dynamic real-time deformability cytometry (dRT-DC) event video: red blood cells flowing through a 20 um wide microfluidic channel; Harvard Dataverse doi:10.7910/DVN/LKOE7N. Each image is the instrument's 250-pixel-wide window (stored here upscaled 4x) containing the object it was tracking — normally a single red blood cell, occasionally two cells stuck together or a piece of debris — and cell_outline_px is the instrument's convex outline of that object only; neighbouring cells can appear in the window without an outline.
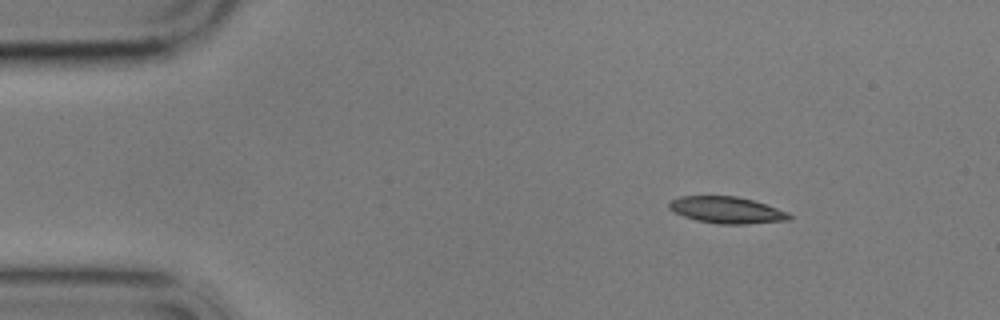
{"species": "common noctule bat (a hibernating species)", "species_latin": "Nyctalus noctula", "temperature_condition": "cold", "stored_images_in_passage": 9, "camera_frame_rate_fps": 3000, "um_per_image_px": 0.085, "animal": {"sex": "male", "body_mass_g": 17.9}, "frame": {"image": 1, "passage_image": 1, "time_ms": 0.0, "image_size_px": [1000, 320], "cell_outline_px": [[792, 216], [788, 220], [748, 224], [716, 224], [696, 220], [684, 216], [668, 208], [668, 200], [680, 196], [736, 196], [752, 200], [788, 212]], "centroid_in_image_um": [61.73, 17.85], "position_along_channel_um": 23.3, "area_um2": 18.61}}
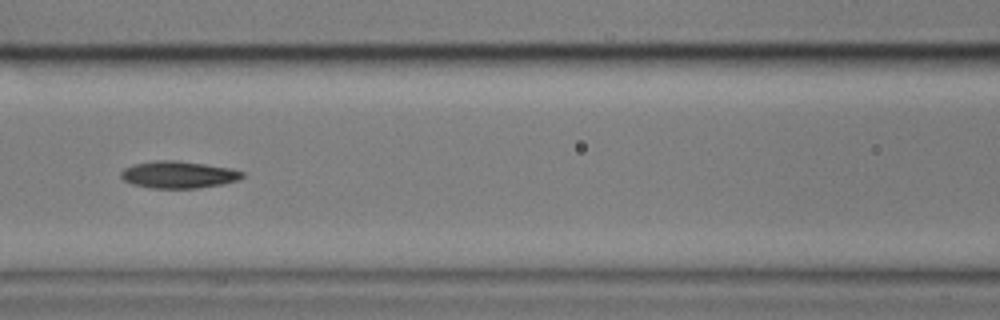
{"frame": {"image": 2, "passage_image": 6, "time_ms": 5.667, "image_size_px": [1000, 320], "cell_outline_px": [[244, 176], [236, 180], [224, 184], [200, 188], [152, 188], [132, 184], [124, 180], [120, 176], [120, 172], [124, 168], [132, 164], [156, 160], [176, 160], [232, 168], [244, 172]], "centroid_in_image_um": [15.16, 14.84], "position_along_channel_um": 151.4, "area_um2": 19.25}}
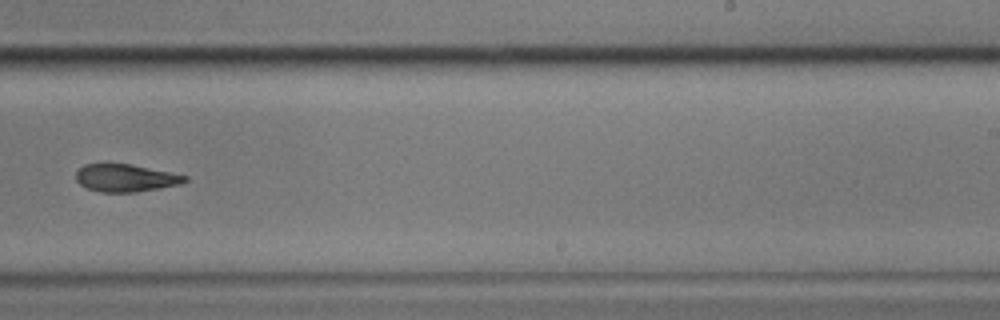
{"frame": {"image": 3, "passage_image": 9, "time_ms": 9.333, "image_size_px": [1000, 320], "cell_outline_px": [[188, 180], [180, 184], [160, 188], [136, 192], [100, 192], [88, 188], [80, 184], [76, 180], [76, 172], [84, 164], [132, 164], [188, 176]], "centroid_in_image_um": [10.68, 15.13], "position_along_channel_um": 278.3, "area_um2": 17.4}}